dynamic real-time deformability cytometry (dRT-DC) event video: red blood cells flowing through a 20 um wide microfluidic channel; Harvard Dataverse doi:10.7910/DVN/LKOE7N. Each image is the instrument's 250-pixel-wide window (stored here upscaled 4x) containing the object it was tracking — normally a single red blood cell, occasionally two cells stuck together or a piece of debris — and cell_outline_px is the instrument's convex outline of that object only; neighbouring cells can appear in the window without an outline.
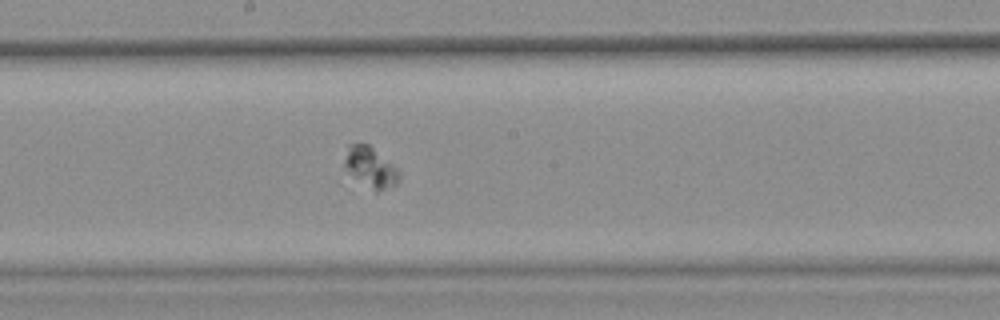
{"species": "common noctule bat (a hibernating species)", "species_latin": "Nyctalus noctula", "temperature_condition": "warm", "stored_images_in_passage": 50, "segment_of_instrument_passage": [2, 2], "camera_frame_rate_fps": 3000, "um_per_image_px": 0.085, "animal": {"sex": "female", "body_mass_g": 25.1}, "frame": {"image": 1, "passage_image": 31, "time_ms": 10.0, "image_size_px": [1000, 320], "cell_outline_px": [[400, 172], [396, 184], [376, 192], [344, 172], [344, 160], [348, 144], [368, 144], [392, 164]], "centroid_in_image_um": [31.43, 14.23], "position_along_channel_um": 216.8, "area_um2": 12.77}}
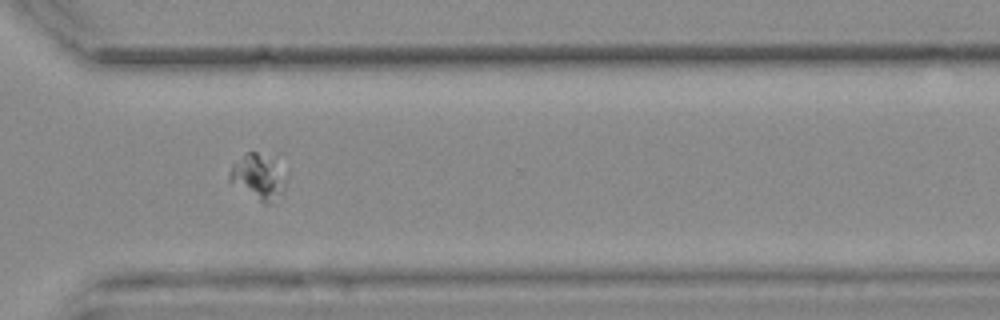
{"frame": {"image": 2, "passage_image": 42, "time_ms": 13.667, "image_size_px": [1000, 320], "cell_outline_px": [[284, 188], [268, 204], [264, 204], [228, 180], [228, 176], [232, 164], [244, 152], [256, 152], [272, 164], [284, 180]], "centroid_in_image_um": [21.8, 15.05], "position_along_channel_um": 348.8, "area_um2": 13.53}}